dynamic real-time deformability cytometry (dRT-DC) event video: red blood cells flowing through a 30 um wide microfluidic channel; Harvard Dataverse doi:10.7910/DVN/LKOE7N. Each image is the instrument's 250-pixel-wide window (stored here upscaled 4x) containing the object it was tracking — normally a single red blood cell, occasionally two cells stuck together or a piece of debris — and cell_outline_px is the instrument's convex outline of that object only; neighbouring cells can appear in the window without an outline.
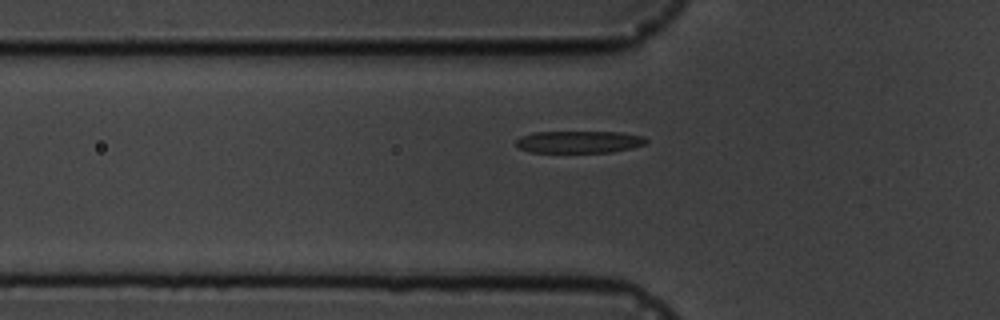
{"species": "common noctule bat (a hibernating species)", "species_latin": "Nyctalus noctula", "temperature_condition": "cold", "stored_images_in_passage": 7, "camera_frame_rate_fps": 3000, "um_per_image_px": 0.085, "animal": {"sex": "male", "body_mass_g": 19.5, "forearm_length_mm": 54.6}, "frame": {"image": 1, "passage_image": 7, "time_ms": 7.0, "image_size_px": [1000, 320], "cell_outline_px": [[648, 140], [644, 144], [632, 148], [612, 152], [532, 152], [520, 148], [516, 144], [516, 140], [520, 136], [532, 132], [620, 132], [644, 136]], "centroid_in_image_um": [49.23, 12.05], "position_along_channel_um": 76.6, "area_um2": 16.76}}